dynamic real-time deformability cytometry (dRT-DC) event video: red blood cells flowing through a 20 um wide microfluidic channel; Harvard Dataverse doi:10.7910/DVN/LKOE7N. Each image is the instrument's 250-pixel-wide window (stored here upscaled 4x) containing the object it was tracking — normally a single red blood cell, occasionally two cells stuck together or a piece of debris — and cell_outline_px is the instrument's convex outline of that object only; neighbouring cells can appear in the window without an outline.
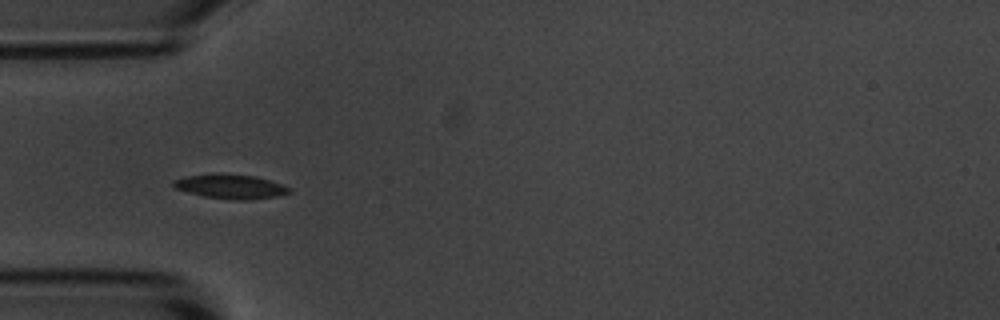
{"species": "common noctule bat (a hibernating species)", "species_latin": "Nyctalus noctula", "temperature_condition": "room temperature", "stored_images_in_passage": 4, "camera_frame_rate_fps": 3000, "um_per_image_px": 0.085, "animal": {"sex": "male", "body_mass_g": 20.1, "forearm_length_mm": 53.5}, "frame": {"image": 1, "passage_image": 4, "time_ms": 3.333, "image_size_px": [1000, 320], "cell_outline_px": [[292, 192], [276, 196], [248, 200], [232, 200], [204, 196], [188, 192], [176, 188], [172, 184], [172, 180], [184, 176], [212, 172], [216, 172], [256, 176], [292, 188]], "centroid_in_image_um": [19.56, 15.83], "position_along_channel_um": 65.4, "area_um2": 16.7}}